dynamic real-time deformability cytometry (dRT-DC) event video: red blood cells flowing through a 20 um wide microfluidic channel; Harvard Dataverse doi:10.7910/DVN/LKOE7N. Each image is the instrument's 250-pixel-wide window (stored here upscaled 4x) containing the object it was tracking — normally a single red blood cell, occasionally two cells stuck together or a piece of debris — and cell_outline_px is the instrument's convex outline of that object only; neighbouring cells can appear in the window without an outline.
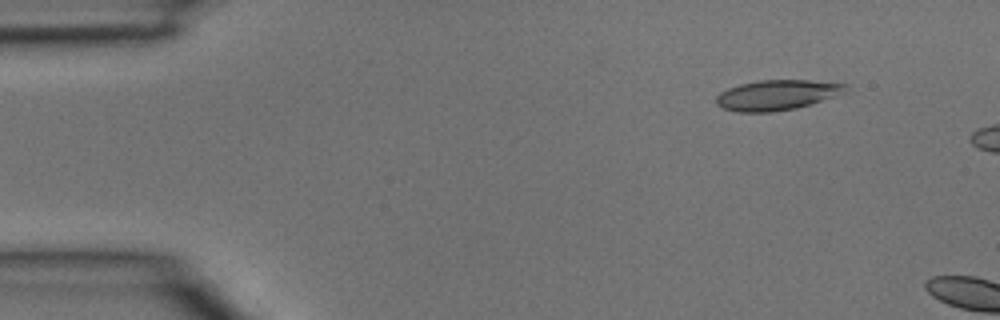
{"species": "common noctule bat (a hibernating species)", "species_latin": "Nyctalus noctula", "temperature_condition": "room temperature", "stored_images_in_passage": 3, "camera_frame_rate_fps": 3000, "um_per_image_px": 0.085, "animal": {"sex": "male", "body_mass_g": 15.6}, "frame": {"image": 1, "passage_image": 2, "time_ms": 0.333, "image_size_px": [1000, 320], "cell_outline_px": [[848, 92], [796, 108], [772, 112], [736, 112], [720, 108], [716, 104], [716, 96], [720, 92], [728, 88], [740, 84], [760, 80], [808, 80], [848, 84]], "centroid_in_image_um": [66.03, 8.08], "position_along_channel_um": 19.0, "area_um2": 22.89}}